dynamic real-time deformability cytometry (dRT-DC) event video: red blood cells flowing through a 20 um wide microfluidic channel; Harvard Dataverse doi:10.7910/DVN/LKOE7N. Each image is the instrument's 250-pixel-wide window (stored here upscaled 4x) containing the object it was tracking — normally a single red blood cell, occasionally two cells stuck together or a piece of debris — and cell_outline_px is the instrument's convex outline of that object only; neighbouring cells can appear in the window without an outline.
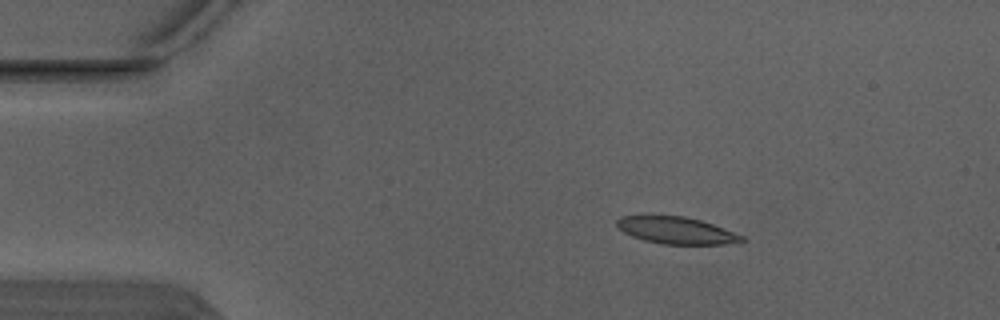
{"species": "Egyptian fruit bat (a non-hibernating species)", "species_latin": "Rousettus aegyptiacus", "temperature_condition": "warm", "stored_images_in_passage": 5, "camera_frame_rate_fps": 3000, "um_per_image_px": 0.085, "animal": {"sex": "male"}, "frame": {"image": 1, "passage_image": 3, "time_ms": 0.667, "image_size_px": [1000, 320], "cell_outline_px": [[748, 240], [724, 244], [664, 244], [644, 240], [632, 236], [624, 232], [616, 224], [616, 220], [620, 216], [684, 216], [700, 220], [724, 228], [744, 236]], "centroid_in_image_um": [57.51, 19.59], "position_along_channel_um": 27.5, "area_um2": 19.42}}
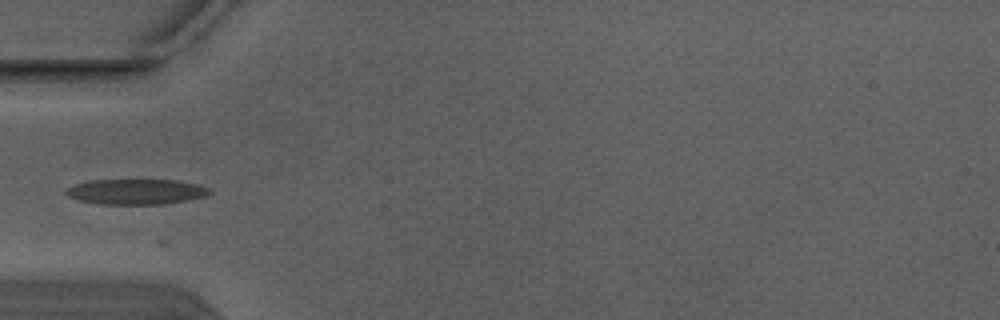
{"frame": {"image": 2, "passage_image": 5, "time_ms": 1.333, "image_size_px": [1000, 320], "cell_outline_px": [[212, 192], [204, 196], [188, 200], [164, 204], [96, 204], [80, 200], [68, 196], [64, 192], [64, 188], [76, 184], [92, 180], [176, 180], [200, 184], [212, 188]], "centroid_in_image_um": [11.59, 16.29], "position_along_channel_um": 73.4, "area_um2": 21.39}}